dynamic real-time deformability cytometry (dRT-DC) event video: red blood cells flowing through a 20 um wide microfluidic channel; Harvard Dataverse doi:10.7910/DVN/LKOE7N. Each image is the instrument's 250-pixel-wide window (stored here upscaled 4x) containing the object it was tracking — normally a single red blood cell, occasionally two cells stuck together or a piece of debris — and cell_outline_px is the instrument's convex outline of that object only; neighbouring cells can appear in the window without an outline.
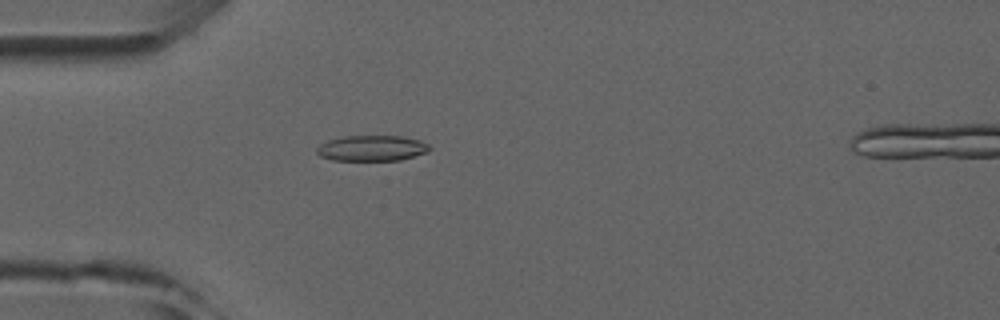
{"species": "common noctule bat (a hibernating species)", "species_latin": "Nyctalus noctula", "temperature_condition": "room temperature", "stored_images_in_passage": 3, "camera_frame_rate_fps": 3000, "um_per_image_px": 0.085, "animal": {"sex": "male", "forearm_length_mm": 52.5}, "frame": {"image": 1, "passage_image": 3, "time_ms": 2.0, "image_size_px": [1000, 320], "cell_outline_px": [[432, 148], [428, 152], [400, 160], [332, 160], [320, 156], [316, 152], [316, 148], [320, 144], [328, 140], [344, 136], [400, 136], [420, 140], [428, 144]], "centroid_in_image_um": [31.61, 12.59], "position_along_channel_um": 53.4, "area_um2": 16.88}}